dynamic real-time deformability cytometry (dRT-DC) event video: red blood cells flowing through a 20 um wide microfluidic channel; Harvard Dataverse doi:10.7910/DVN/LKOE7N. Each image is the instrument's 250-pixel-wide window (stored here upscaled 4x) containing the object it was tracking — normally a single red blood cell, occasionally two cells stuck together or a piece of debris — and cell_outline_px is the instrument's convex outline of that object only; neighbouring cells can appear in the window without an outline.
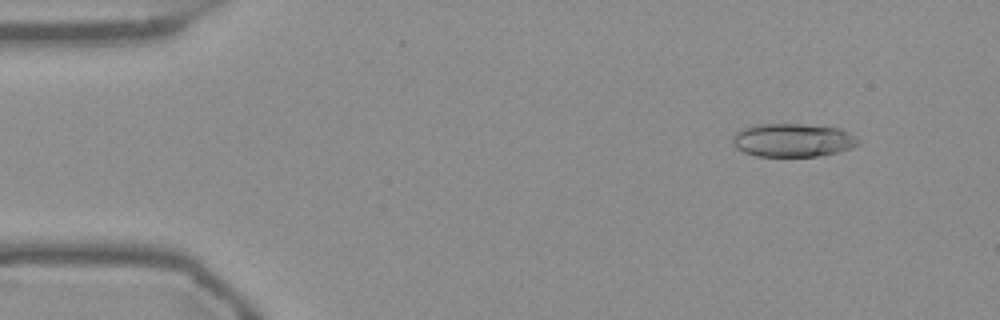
{"species": "Egyptian fruit bat (a non-hibernating species)", "species_latin": "Rousettus aegyptiacus", "temperature_condition": "warm", "stored_images_in_passage": 53, "camera_frame_rate_fps": 3000, "um_per_image_px": 0.085, "frame": {"image": 1, "passage_image": 5, "time_ms": 1.333, "image_size_px": [1000, 320], "cell_outline_px": [[860, 144], [852, 148], [836, 152], [816, 156], [756, 156], [744, 152], [736, 148], [732, 144], [732, 136], [736, 132], [744, 128], [756, 124], [804, 124], [836, 128], [848, 132], [856, 136], [860, 140]], "centroid_in_image_um": [67.37, 11.91], "position_along_channel_um": 17.6, "area_um2": 24.45}}
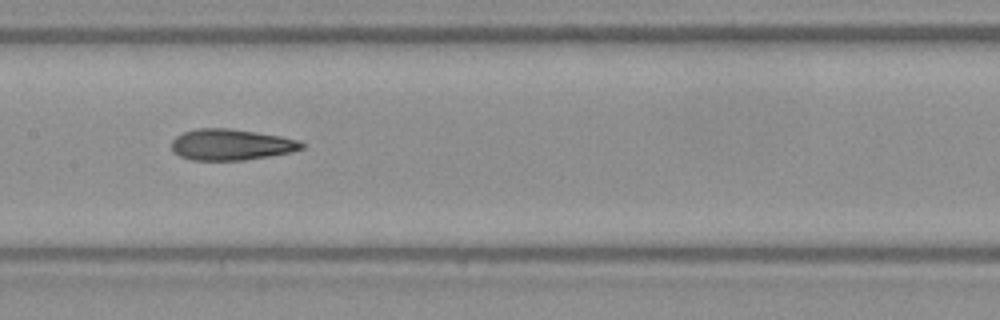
{"frame": {"image": 2, "passage_image": 26, "time_ms": 8.333, "image_size_px": [1000, 320], "cell_outline_px": [[308, 144], [304, 148], [292, 152], [244, 160], [192, 160], [180, 156], [172, 152], [172, 140], [176, 136], [184, 132], [196, 128], [228, 128], [256, 132], [280, 136], [300, 140]], "centroid_in_image_um": [19.67, 12.29], "position_along_channel_um": 187.7, "area_um2": 23.76}}
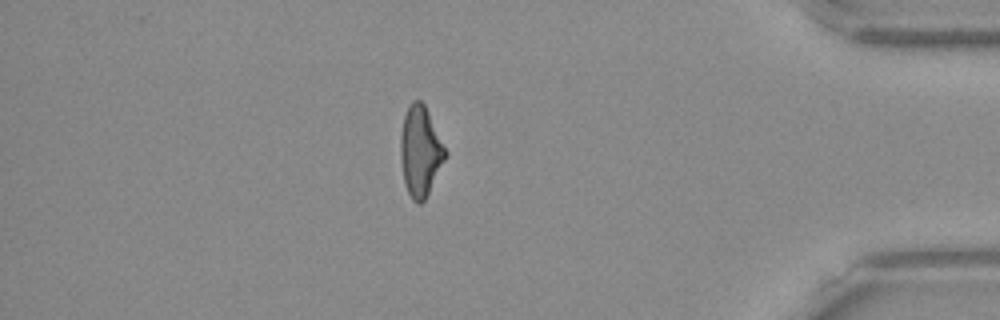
{"frame": {"image": 3, "passage_image": 46, "time_ms": 15.0, "image_size_px": [1000, 320], "cell_outline_px": [[448, 156], [424, 200], [420, 204], [416, 204], [412, 200], [404, 184], [400, 156], [400, 136], [404, 116], [408, 104], [412, 100], [420, 100], [424, 104], [448, 152]], "centroid_in_image_um": [35.73, 12.86], "position_along_channel_um": 399.5, "area_um2": 23.76}, "authors_computed_cell_mechanics": {"area_um2": 23.987, "velocity_mm_per_s": 3.7689, "shape_relaxation_time_tau1_ms": 7.8515, "shape_relaxation_time_tau2_ms": 2.5741, "deformation_change_tau1": 0.2263, "deformation_change_tau2": 0.1161}}